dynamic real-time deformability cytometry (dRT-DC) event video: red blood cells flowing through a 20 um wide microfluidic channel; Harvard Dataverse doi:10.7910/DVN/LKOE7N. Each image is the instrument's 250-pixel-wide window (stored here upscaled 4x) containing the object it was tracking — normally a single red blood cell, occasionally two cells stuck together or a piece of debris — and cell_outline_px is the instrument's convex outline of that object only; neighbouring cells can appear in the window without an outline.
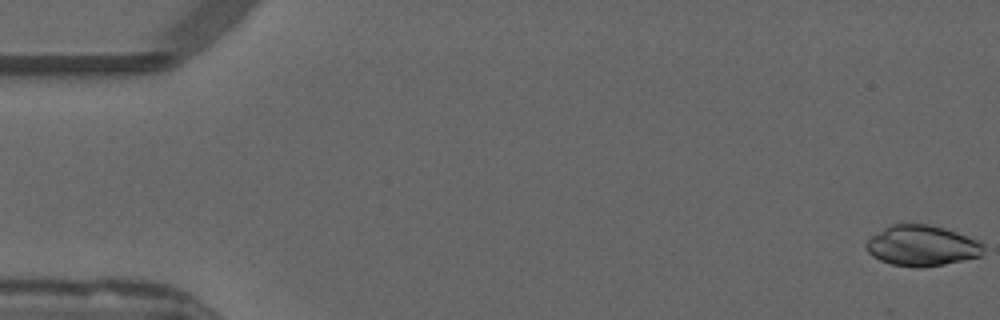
{"species": "common noctule bat (a hibernating species)", "species_latin": "Nyctalus noctula", "temperature_condition": "warm", "stored_images_in_passage": 41, "camera_frame_rate_fps": 3000, "um_per_image_px": 0.085, "animal": {"sex": "male", "forearm_length_mm": 52.5}, "frame": {"image": 1, "passage_image": 1, "time_ms": 0.0, "image_size_px": [1000, 320], "cell_outline_px": [[984, 252], [980, 256], [944, 264], [920, 268], [892, 264], [880, 260], [872, 256], [868, 252], [864, 244], [872, 236], [884, 228], [892, 224], [928, 224], [944, 228], [980, 240], [984, 244]], "centroid_in_image_um": [78.38, 20.88], "position_along_channel_um": 6.6, "area_um2": 27.74}}